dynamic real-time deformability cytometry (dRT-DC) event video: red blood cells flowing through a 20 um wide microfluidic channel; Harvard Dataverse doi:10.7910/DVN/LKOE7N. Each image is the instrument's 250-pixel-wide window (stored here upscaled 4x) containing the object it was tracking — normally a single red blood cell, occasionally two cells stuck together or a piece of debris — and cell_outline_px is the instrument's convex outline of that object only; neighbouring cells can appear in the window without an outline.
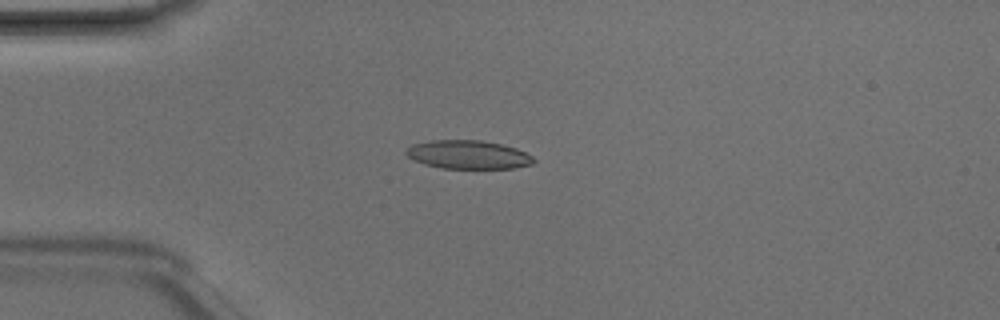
{"species": "Egyptian fruit bat (a non-hibernating species)", "species_latin": "Rousettus aegyptiacus", "temperature_condition": "room temperature", "stored_images_in_passage": 49, "camera_frame_rate_fps": 3000, "um_per_image_px": 0.085, "animal": {"sex": "male"}, "frame": {"image": 1, "passage_image": 13, "time_ms": 4.0, "image_size_px": [1000, 320], "cell_outline_px": [[536, 160], [532, 164], [512, 168], [440, 168], [424, 164], [408, 156], [404, 152], [412, 144], [432, 140], [480, 140], [500, 144], [516, 148], [532, 156]], "centroid_in_image_um": [39.79, 13.14], "position_along_channel_um": 45.2, "area_um2": 21.04}}
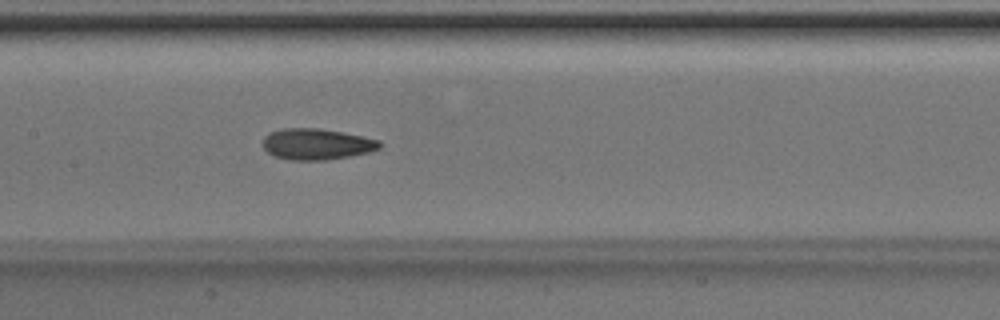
{"frame": {"image": 2, "passage_image": 24, "time_ms": 7.667, "image_size_px": [1000, 320], "cell_outline_px": [[380, 148], [368, 152], [328, 160], [288, 160], [276, 156], [268, 152], [264, 148], [264, 136], [268, 132], [284, 128], [320, 128], [380, 140]], "centroid_in_image_um": [26.88, 12.25], "position_along_channel_um": 180.5, "area_um2": 20.98}}
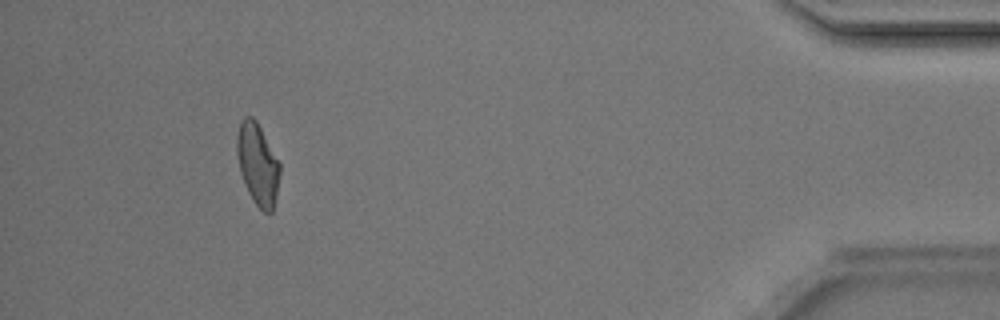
{"frame": {"image": 3, "passage_image": 45, "time_ms": 14.667, "image_size_px": [1000, 320], "cell_outline_px": [[280, 172], [276, 196], [272, 212], [264, 212], [256, 204], [248, 192], [244, 184], [240, 172], [236, 152], [236, 136], [240, 120], [244, 116], [252, 116], [256, 120], [280, 164]], "centroid_in_image_um": [21.87, 13.92], "position_along_channel_um": 413.3, "area_um2": 20.35}, "authors_computed_cell_mechanics": {"area_um2": 20.808, "velocity_mm_per_s": 4.2169, "shape_relaxation_time_tau1_ms": 5.383, "shape_relaxation_time_tau2_ms": 1.9545, "deformation_change_tau1": 0.1557, "deformation_change_tau2": 0.0799}}